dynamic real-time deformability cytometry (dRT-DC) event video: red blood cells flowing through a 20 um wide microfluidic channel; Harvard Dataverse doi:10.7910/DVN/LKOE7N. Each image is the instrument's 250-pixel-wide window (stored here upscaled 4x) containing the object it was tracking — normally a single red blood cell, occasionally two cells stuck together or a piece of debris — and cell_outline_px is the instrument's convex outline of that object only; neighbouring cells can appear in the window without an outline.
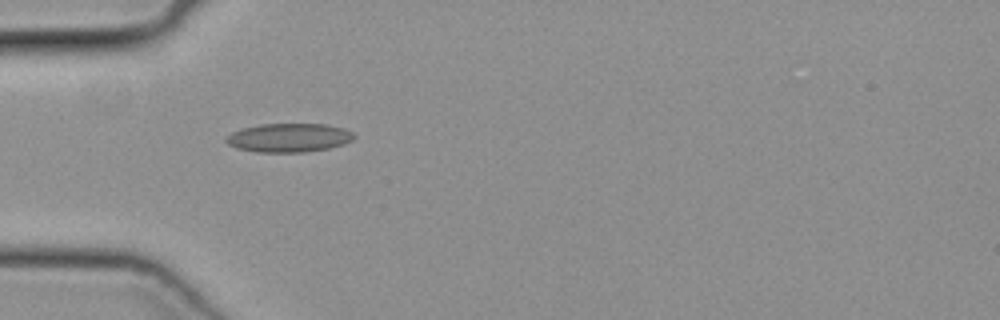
{"species": "common noctule bat (a hibernating species)", "species_latin": "Nyctalus noctula", "temperature_condition": "cold", "stored_images_in_passage": 4, "camera_frame_rate_fps": 3000, "um_per_image_px": 0.085, "animal": {"sex": "female", "body_mass_g": 19.3, "forearm_length_mm": 54.1}, "frame": {"image": 1, "passage_image": 1, "time_ms": 0.0, "image_size_px": [1000, 320], "cell_outline_px": [[356, 136], [352, 140], [344, 144], [328, 148], [304, 152], [256, 152], [236, 148], [228, 144], [224, 140], [232, 132], [240, 128], [260, 124], [324, 124], [344, 128], [352, 132]], "centroid_in_image_um": [24.54, 11.7], "position_along_channel_um": 60.5, "area_um2": 21.5}}